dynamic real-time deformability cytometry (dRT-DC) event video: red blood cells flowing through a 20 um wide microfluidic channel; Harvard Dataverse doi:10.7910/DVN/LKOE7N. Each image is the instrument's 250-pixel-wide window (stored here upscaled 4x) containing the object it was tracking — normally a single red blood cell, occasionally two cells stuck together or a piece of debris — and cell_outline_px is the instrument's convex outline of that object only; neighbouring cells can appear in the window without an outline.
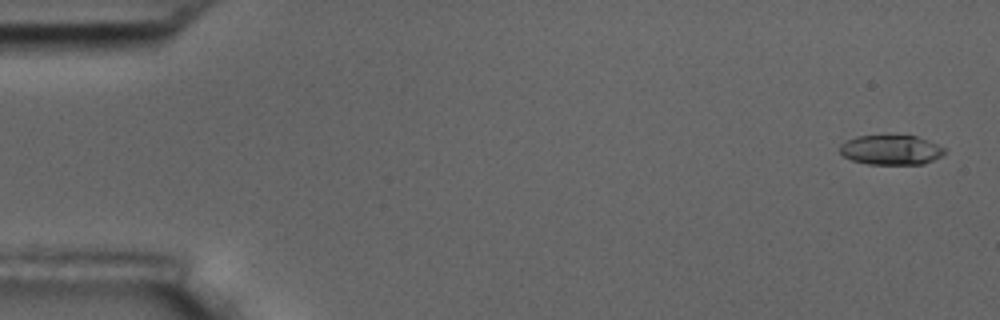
{"species": "common noctule bat (a hibernating species)", "species_latin": "Nyctalus noctula", "temperature_condition": "room temperature", "stored_images_in_passage": 6, "camera_frame_rate_fps": 3000, "um_per_image_px": 0.085, "animal": {"sex": "male", "body_mass_g": 17.5, "forearm_length_mm": 52.3}, "frame": {"image": 1, "passage_image": 1, "time_ms": 0.0, "image_size_px": [1000, 320], "cell_outline_px": [[948, 152], [944, 156], [924, 164], [868, 164], [852, 160], [844, 156], [840, 152], [840, 144], [856, 136], [916, 136], [936, 144], [944, 148]], "centroid_in_image_um": [75.77, 12.76], "position_along_channel_um": 9.2, "area_um2": 18.09}}
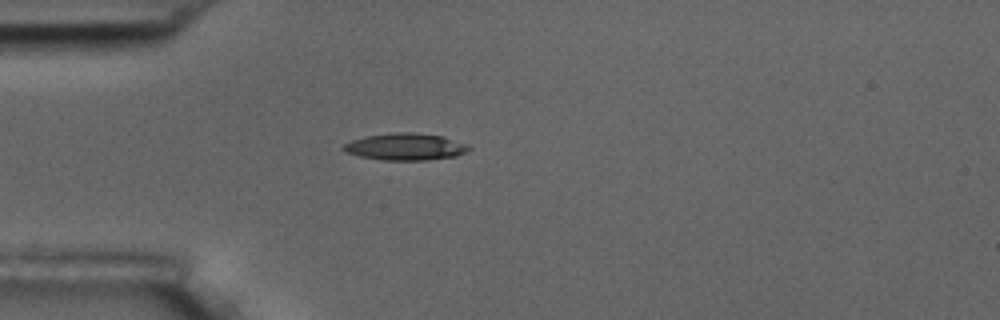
{"frame": {"image": 2, "passage_image": 5, "time_ms": 4.667, "image_size_px": [1000, 320], "cell_outline_px": [[472, 148], [468, 152], [456, 156], [428, 160], [380, 160], [360, 156], [344, 152], [340, 148], [344, 144], [352, 140], [368, 136], [396, 132], [412, 132], [444, 136], [468, 144]], "centroid_in_image_um": [34.5, 12.48], "position_along_channel_um": 50.5, "area_um2": 19.88}}